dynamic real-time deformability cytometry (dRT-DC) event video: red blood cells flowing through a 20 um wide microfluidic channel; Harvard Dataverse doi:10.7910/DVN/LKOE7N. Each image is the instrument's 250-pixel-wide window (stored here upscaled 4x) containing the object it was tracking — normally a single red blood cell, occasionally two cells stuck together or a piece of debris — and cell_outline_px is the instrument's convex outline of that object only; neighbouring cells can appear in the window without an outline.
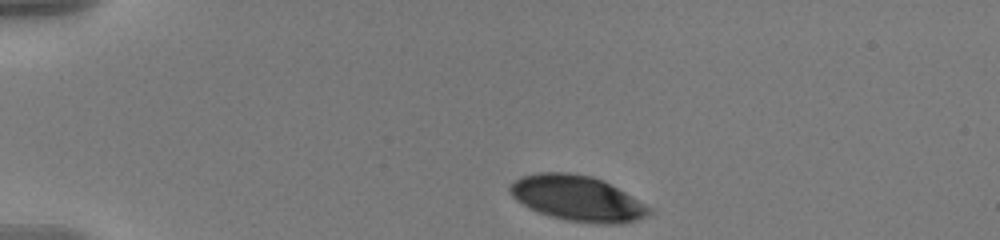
{"species": "human", "species_latin": "Homo sapiens", "temperature_condition": "warm", "stored_images_in_passage": 46, "camera_frame_rate_fps": 3000, "um_per_image_px": 0.085, "donor": {"sex": "male"}, "frame": {"image": 1, "passage_image": 1, "time_ms": 0.0, "image_size_px": [1000, 240], "cell_outline_px": [[652, 212], [648, 216], [636, 220], [620, 224], [596, 224], [568, 220], [552, 216], [528, 208], [516, 200], [508, 192], [508, 188], [512, 180], [520, 176], [536, 172], [568, 172], [592, 176], [604, 180], [652, 208]], "centroid_in_image_um": [49.05, 16.85], "position_along_channel_um": 35.9, "area_um2": 37.11}}
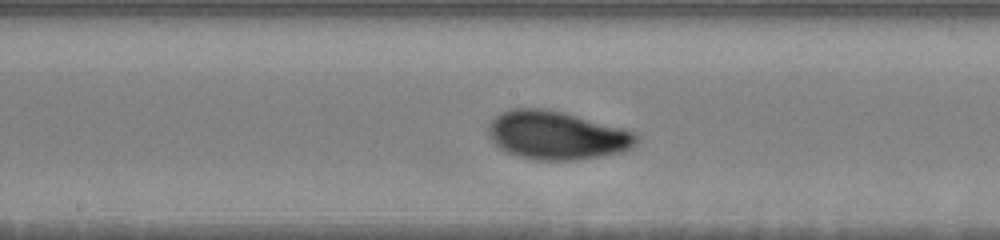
{"frame": {"image": 2, "passage_image": 20, "time_ms": 6.333, "image_size_px": [1000, 240], "cell_outline_px": [[640, 140], [632, 148], [620, 152], [600, 156], [576, 160], [536, 160], [504, 152], [492, 140], [488, 128], [492, 120], [500, 112], [512, 108], [544, 108], [564, 112], [624, 128], [636, 132], [640, 136]], "centroid_in_image_um": [47.37, 11.49], "position_along_channel_um": 200.8, "area_um2": 41.96}}
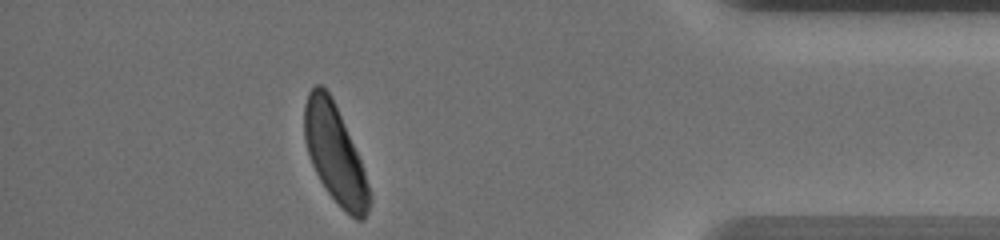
{"frame": {"image": 3, "passage_image": 40, "time_ms": 13.0, "image_size_px": [1000, 240], "cell_outline_px": [[372, 200], [368, 212], [364, 220], [356, 220], [328, 192], [320, 180], [312, 164], [304, 140], [304, 104], [308, 92], [316, 84], [320, 84], [328, 92], [340, 116], [360, 160], [372, 196]], "centroid_in_image_um": [28.46, 13.1], "position_along_channel_um": 406.7, "area_um2": 36.24}, "authors_computed_cell_mechanics": {"area_um2": 38.2347, "velocity_mm_per_s": 3.587, "shape_relaxation_time_tau1_ms": 2.8612, "shape_relaxation_time_tau2_ms": 6.1891, "deformation_change_tau1": 0.1294, "deformation_change_tau2": 0.1031}}